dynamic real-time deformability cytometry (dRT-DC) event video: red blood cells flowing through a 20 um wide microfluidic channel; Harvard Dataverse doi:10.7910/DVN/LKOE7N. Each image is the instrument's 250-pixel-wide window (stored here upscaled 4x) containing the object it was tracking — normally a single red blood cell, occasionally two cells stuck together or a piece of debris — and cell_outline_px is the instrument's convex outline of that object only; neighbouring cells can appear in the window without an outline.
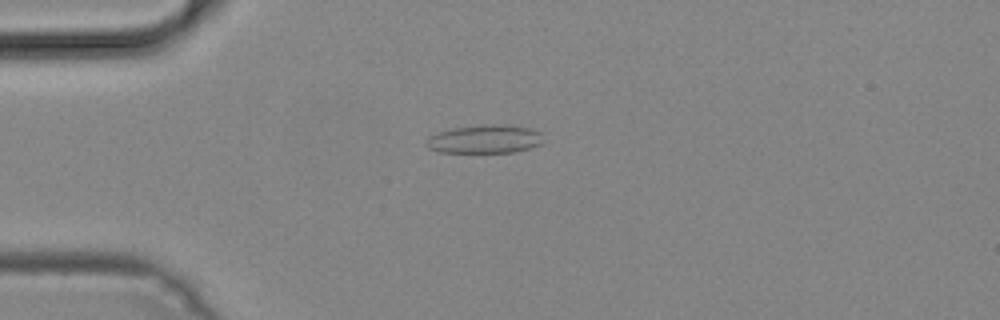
{"species": "common noctule bat (a hibernating species)", "species_latin": "Nyctalus noctula", "temperature_condition": "cold", "stored_images_in_passage": 49, "camera_frame_rate_fps": 3000, "um_per_image_px": 0.085, "animal": {"sex": "male", "body_mass_g": 19.2, "forearm_length_mm": 51.8}, "frame": {"image": 1, "passage_image": 12, "time_ms": 3.667, "image_size_px": [1000, 320], "cell_outline_px": [[544, 144], [516, 152], [440, 152], [428, 148], [424, 144], [428, 136], [436, 132], [452, 128], [492, 124], [504, 124], [532, 128], [540, 132]], "centroid_in_image_um": [41.21, 11.82], "position_along_channel_um": 43.8, "area_um2": 19.65}}
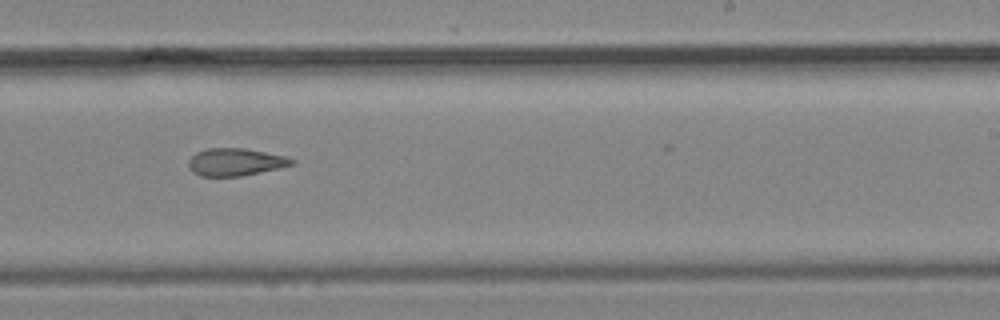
{"frame": {"image": 2, "passage_image": 30, "time_ms": 9.667, "image_size_px": [1000, 320], "cell_outline_px": [[296, 164], [240, 176], [200, 176], [192, 172], [188, 164], [188, 160], [196, 152], [208, 148], [244, 148], [284, 156], [296, 160]], "centroid_in_image_um": [19.99, 13.77], "position_along_channel_um": 269.0, "area_um2": 16.42}}
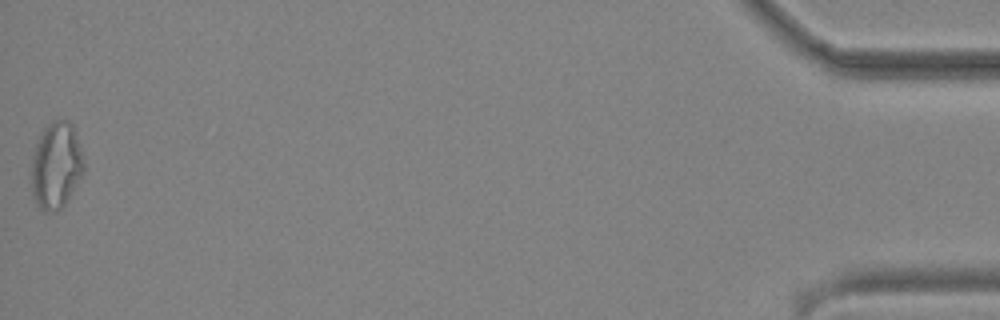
{"frame": {"image": 3, "passage_image": 49, "time_ms": 16.0, "image_size_px": [1000, 320], "cell_outline_px": [[84, 172], [64, 204], [56, 212], [52, 212], [40, 208], [32, 192], [32, 156], [36, 144], [44, 128], [52, 120], [68, 120], [72, 124], [76, 132], [84, 160]], "centroid_in_image_um": [4.79, 14.03], "position_along_channel_um": 430.4, "area_um2": 26.18}}